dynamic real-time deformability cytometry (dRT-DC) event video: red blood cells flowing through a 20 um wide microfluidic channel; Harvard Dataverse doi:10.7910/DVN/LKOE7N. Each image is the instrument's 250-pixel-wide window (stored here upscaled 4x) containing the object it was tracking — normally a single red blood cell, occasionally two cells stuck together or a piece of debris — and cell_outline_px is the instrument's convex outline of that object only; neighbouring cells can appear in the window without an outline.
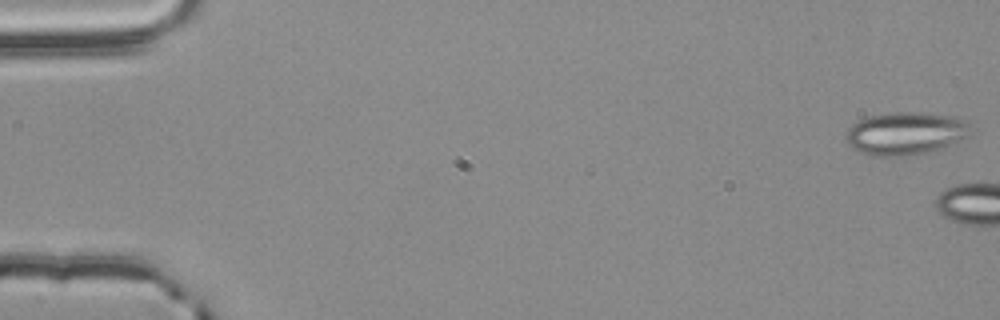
{"species": "common noctule bat (a hibernating species)", "species_latin": "Nyctalus noctula", "temperature_condition": "room temperature", "stored_images_in_passage": 6, "camera_frame_rate_fps": 3000, "um_per_image_px": 0.085, "animal": {"sex": "male", "body_mass_g": 20.4}, "frame": {"image": 1, "passage_image": 1, "time_ms": 0.0, "image_size_px": [1000, 320], "cell_outline_px": [[968, 136], [940, 148], [928, 152], [904, 156], [872, 156], [848, 144], [844, 136], [844, 132], [856, 120], [868, 116], [896, 112], [920, 112], [956, 116], [968, 120]], "centroid_in_image_um": [76.94, 11.32], "position_along_channel_um": 8.1, "area_um2": 31.04}}